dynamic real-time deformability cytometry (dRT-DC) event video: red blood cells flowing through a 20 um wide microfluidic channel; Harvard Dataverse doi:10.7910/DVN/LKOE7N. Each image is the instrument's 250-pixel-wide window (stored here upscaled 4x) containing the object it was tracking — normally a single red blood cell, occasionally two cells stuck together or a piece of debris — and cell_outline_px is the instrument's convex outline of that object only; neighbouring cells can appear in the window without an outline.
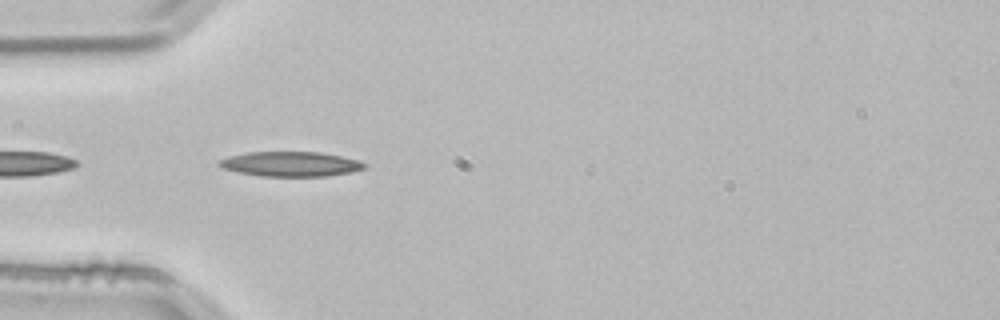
{"species": "common noctule bat (a hibernating species)", "species_latin": "Nyctalus noctula", "temperature_condition": "room temperature", "stored_images_in_passage": 6, "camera_frame_rate_fps": 3000, "um_per_image_px": 0.085, "animal": {"sex": "male", "body_mass_g": 21.5, "forearm_length_mm": 52.0}, "frame": {"image": 1, "passage_image": 2, "time_ms": 0.333, "image_size_px": [1000, 320], "cell_outline_px": [[368, 164], [364, 168], [352, 172], [328, 176], [260, 176], [240, 172], [224, 168], [216, 164], [216, 160], [228, 156], [248, 152], [320, 152], [360, 160]], "centroid_in_image_um": [24.7, 13.94], "position_along_channel_um": 60.3, "area_um2": 21.1}}